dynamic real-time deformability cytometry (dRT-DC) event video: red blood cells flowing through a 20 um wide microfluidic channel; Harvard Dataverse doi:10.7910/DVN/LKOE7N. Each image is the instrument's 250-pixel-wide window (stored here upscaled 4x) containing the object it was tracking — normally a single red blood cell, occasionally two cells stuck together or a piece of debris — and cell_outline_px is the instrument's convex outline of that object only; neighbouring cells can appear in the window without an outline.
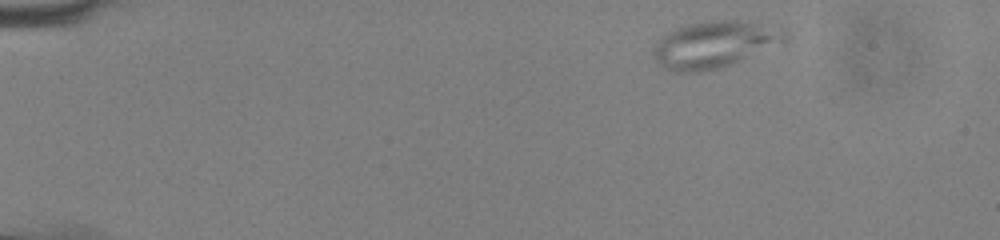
{"species": "common noctule bat (a hibernating species)", "species_latin": "Nyctalus noctula", "temperature_condition": "cold", "stored_images_in_passage": 14, "camera_frame_rate_fps": 3000, "um_per_image_px": 0.085, "animal": {"sex": "male", "body_mass_g": 13.0, "forearm_length_mm": 53.1}, "frame": {"image": 1, "passage_image": 3, "time_ms": 0.667, "image_size_px": [1000, 240], "cell_outline_px": [[788, 40], [732, 64], [720, 68], [700, 72], [672, 72], [660, 68], [652, 52], [652, 48], [660, 36], [676, 28], [688, 24], [708, 20], [748, 20], [784, 32], [788, 36]], "centroid_in_image_um": [60.63, 3.79], "position_along_channel_um": 24.4, "area_um2": 35.89}}